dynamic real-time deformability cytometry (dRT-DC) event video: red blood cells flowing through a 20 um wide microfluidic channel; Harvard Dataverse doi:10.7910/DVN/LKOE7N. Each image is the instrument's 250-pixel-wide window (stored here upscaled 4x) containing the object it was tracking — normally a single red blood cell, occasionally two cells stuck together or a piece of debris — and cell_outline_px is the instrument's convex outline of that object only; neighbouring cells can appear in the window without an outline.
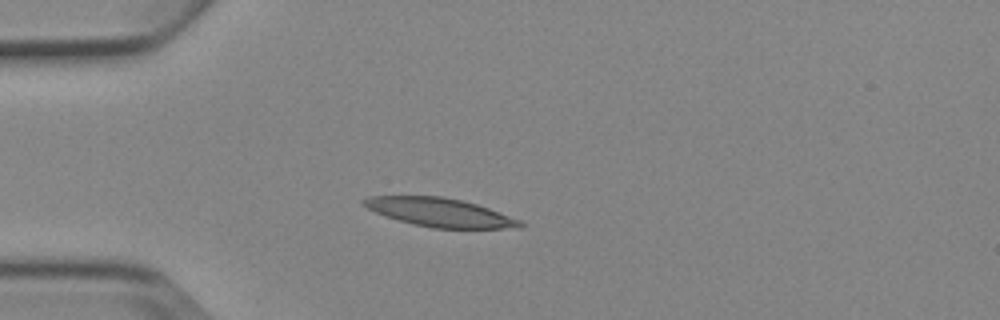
{"species": "Egyptian fruit bat (a non-hibernating species)", "species_latin": "Rousettus aegyptiacus", "temperature_condition": "cold", "stored_images_in_passage": 7, "camera_frame_rate_fps": 3000, "um_per_image_px": 0.085, "animal": {"sex": "female"}, "frame": {"image": 1, "passage_image": 4, "time_ms": 4.667, "image_size_px": [1000, 320], "cell_outline_px": [[524, 224], [520, 228], [432, 228], [412, 224], [376, 212], [360, 204], [360, 200], [368, 196], [440, 196], [460, 200], [476, 204], [488, 208], [520, 220]], "centroid_in_image_um": [37.36, 18.05], "position_along_channel_um": 47.6, "area_um2": 25.78}}
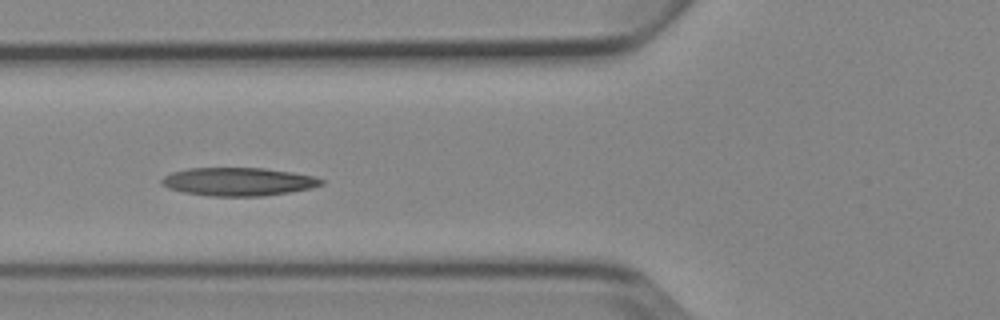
{"frame": {"image": 2, "passage_image": 6, "time_ms": 6.667, "image_size_px": [1000, 320], "cell_outline_px": [[324, 184], [312, 188], [288, 192], [260, 196], [208, 196], [184, 192], [168, 188], [160, 184], [160, 180], [164, 176], [172, 172], [188, 168], [264, 168], [292, 172], [312, 176], [324, 180]], "centroid_in_image_um": [20.23, 15.44], "position_along_channel_um": 105.6, "area_um2": 26.24}}
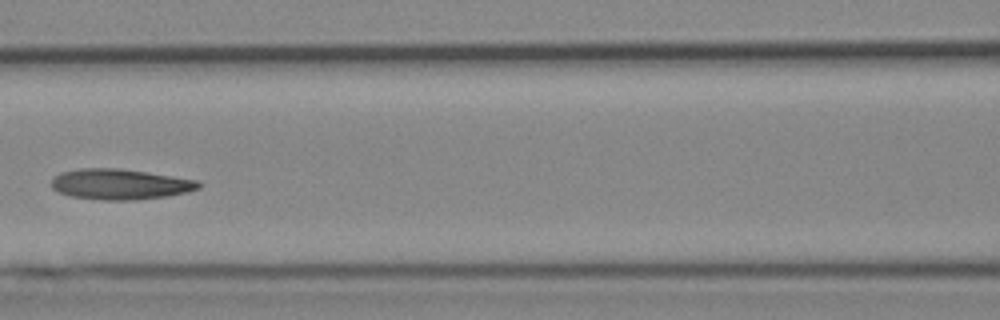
{"frame": {"image": 3, "passage_image": 7, "time_ms": 8.0, "image_size_px": [1000, 320], "cell_outline_px": [[204, 184], [200, 188], [188, 192], [168, 196], [136, 200], [104, 200], [72, 196], [60, 192], [52, 188], [52, 180], [60, 172], [80, 168], [116, 168], [148, 172], [200, 180]], "centroid_in_image_um": [10.29, 15.65], "position_along_channel_um": 156.3, "area_um2": 26.36}}